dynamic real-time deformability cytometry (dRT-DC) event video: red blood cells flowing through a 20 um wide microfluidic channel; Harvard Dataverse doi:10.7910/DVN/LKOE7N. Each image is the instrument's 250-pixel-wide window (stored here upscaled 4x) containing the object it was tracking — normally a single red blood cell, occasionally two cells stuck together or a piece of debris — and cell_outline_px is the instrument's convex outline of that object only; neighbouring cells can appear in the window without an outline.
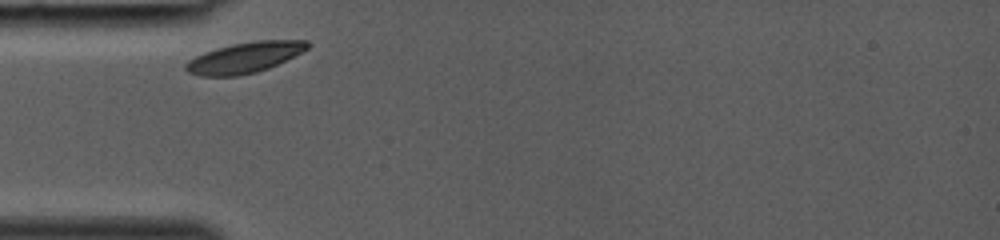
{"species": "common noctule bat (a hibernating species)", "species_latin": "Nyctalus noctula", "temperature_condition": "room temperature", "stored_images_in_passage": 24, "camera_frame_rate_fps": 3000, "um_per_image_px": 0.085, "animal": {"sex": "female", "body_mass_g": 19.0, "forearm_length_mm": 53.3}, "frame": {"image": 1, "passage_image": 1, "time_ms": 0.0, "image_size_px": [1000, 240], "cell_outline_px": [[308, 48], [268, 68], [256, 72], [236, 76], [200, 76], [188, 72], [184, 68], [184, 64], [188, 60], [204, 52], [216, 48], [232, 44], [256, 40], [308, 40]], "centroid_in_image_um": [20.73, 4.89], "position_along_channel_um": 64.3, "area_um2": 21.5}}
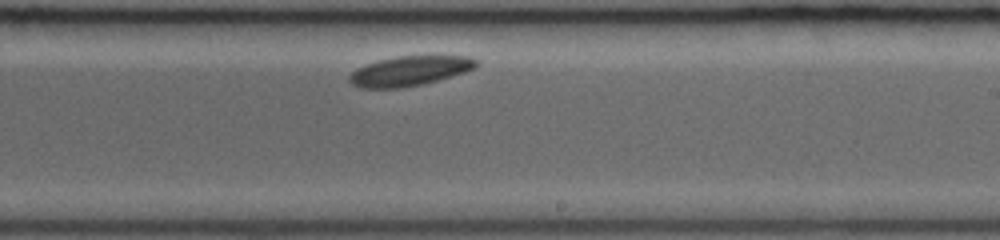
{"frame": {"image": 2, "passage_image": 14, "time_ms": 4.333, "image_size_px": [1000, 240], "cell_outline_px": [[480, 64], [476, 68], [464, 72], [424, 84], [400, 88], [364, 88], [352, 84], [348, 80], [348, 76], [356, 68], [376, 60], [396, 56], [432, 52], [468, 56], [476, 60]], "centroid_in_image_um": [34.89, 5.96], "position_along_channel_um": 254.1, "area_um2": 23.12}}
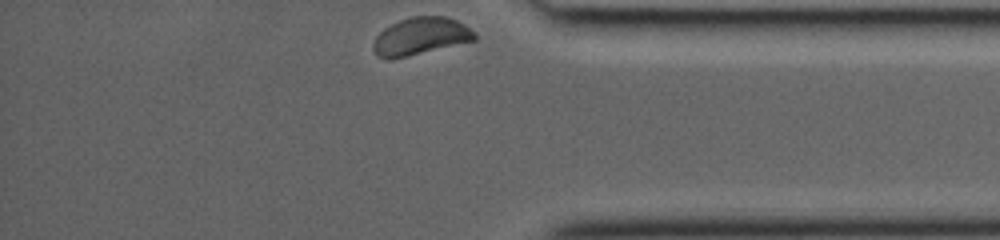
{"frame": {"image": 3, "passage_image": 24, "time_ms": 7.667, "image_size_px": [1000, 240], "cell_outline_px": [[476, 40], [404, 56], [376, 56], [372, 48], [372, 44], [376, 36], [384, 28], [400, 20], [412, 16], [444, 16], [456, 20], [464, 24], [476, 32]], "centroid_in_image_um": [35.78, 3.04], "position_along_channel_um": 399.4, "area_um2": 21.5}}